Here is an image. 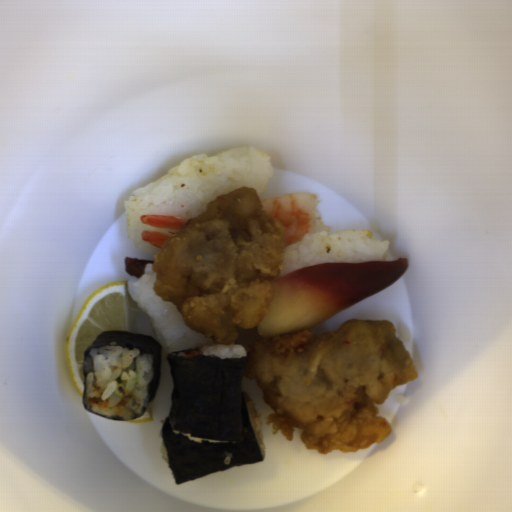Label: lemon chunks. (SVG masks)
Masks as SVG:
<instances>
[{
    "label": "lemon chunks",
    "instance_id": "obj_1",
    "mask_svg": "<svg viewBox=\"0 0 512 512\" xmlns=\"http://www.w3.org/2000/svg\"><path fill=\"white\" fill-rule=\"evenodd\" d=\"M105 331L130 333L128 280L110 282L92 291L67 333L64 357L72 384L83 398L84 351Z\"/></svg>",
    "mask_w": 512,
    "mask_h": 512
},
{
    "label": "lemon chunks",
    "instance_id": "obj_2",
    "mask_svg": "<svg viewBox=\"0 0 512 512\" xmlns=\"http://www.w3.org/2000/svg\"><path fill=\"white\" fill-rule=\"evenodd\" d=\"M125 423H148L153 422L155 420L153 413L151 412L150 408L147 406L145 410L142 412L140 416L133 419H121Z\"/></svg>",
    "mask_w": 512,
    "mask_h": 512
}]
</instances>
